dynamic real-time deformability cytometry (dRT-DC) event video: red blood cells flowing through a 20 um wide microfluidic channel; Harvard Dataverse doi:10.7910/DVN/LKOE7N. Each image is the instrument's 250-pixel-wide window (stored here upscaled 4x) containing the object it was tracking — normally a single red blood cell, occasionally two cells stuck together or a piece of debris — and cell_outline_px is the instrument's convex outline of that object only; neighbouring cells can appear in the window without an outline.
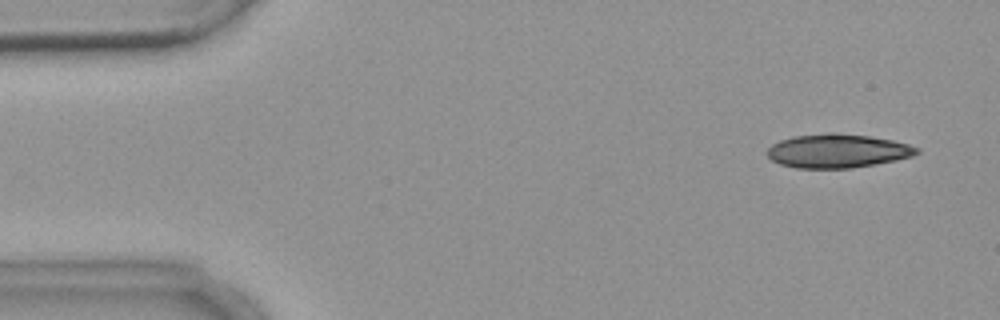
{"species": "common noctule bat (a hibernating species)", "species_latin": "Nyctalus noctula", "temperature_condition": "warm", "stored_images_in_passage": 4, "camera_frame_rate_fps": 3000, "um_per_image_px": 0.085, "animal": {"sex": "female", "body_mass_g": 18.4}, "frame": {"image": 1, "passage_image": 1, "time_ms": 0.0, "image_size_px": [1000, 320], "cell_outline_px": [[920, 152], [912, 156], [896, 160], [876, 164], [852, 168], [796, 168], [780, 164], [772, 160], [764, 152], [772, 144], [780, 140], [792, 136], [828, 132], [832, 132], [868, 136], [892, 140], [908, 144], [920, 148]], "centroid_in_image_um": [71.17, 12.82], "position_along_channel_um": 13.8, "area_um2": 29.65}}